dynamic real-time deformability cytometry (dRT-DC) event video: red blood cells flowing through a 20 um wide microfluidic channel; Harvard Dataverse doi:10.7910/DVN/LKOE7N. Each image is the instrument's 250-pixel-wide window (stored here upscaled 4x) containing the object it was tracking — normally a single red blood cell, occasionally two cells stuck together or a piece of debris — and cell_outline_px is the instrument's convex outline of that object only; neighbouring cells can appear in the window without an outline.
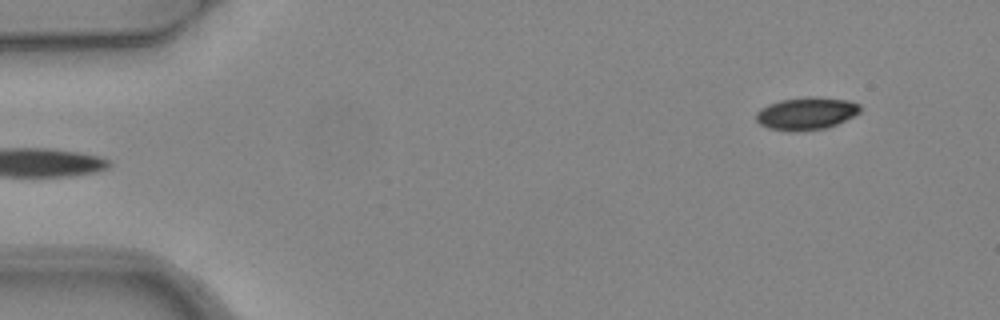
{"species": "common noctule bat (a hibernating species)", "species_latin": "Nyctalus noctula", "temperature_condition": "warm", "stored_images_in_passage": 4, "segment_of_instrument_passage": [2, 2], "camera_frame_rate_fps": 3000, "um_per_image_px": 0.085, "animal": {"sex": "female", "body_mass_g": 24.6, "forearm_length_mm": 56.2}, "frame": {"image": 1, "passage_image": 4, "time_ms": 1.0, "image_size_px": [1000, 320], "cell_outline_px": [[860, 112], [836, 124], [824, 128], [792, 132], [768, 128], [760, 124], [756, 120], [756, 112], [760, 108], [768, 104], [780, 100], [812, 96], [848, 100], [860, 104]], "centroid_in_image_um": [68.5, 9.64], "position_along_channel_um": 16.5, "area_um2": 19.65}}